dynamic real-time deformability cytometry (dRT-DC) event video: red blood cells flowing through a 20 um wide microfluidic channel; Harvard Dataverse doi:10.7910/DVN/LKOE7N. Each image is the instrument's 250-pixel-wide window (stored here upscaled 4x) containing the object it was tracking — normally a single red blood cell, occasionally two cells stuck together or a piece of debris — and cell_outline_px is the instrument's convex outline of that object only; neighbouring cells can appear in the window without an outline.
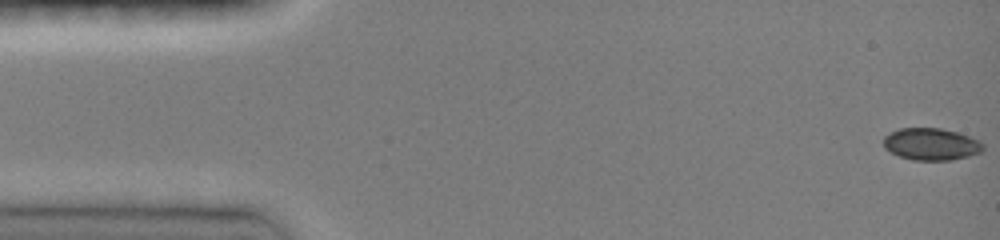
{"species": "common noctule bat (a hibernating species)", "species_latin": "Nyctalus noctula", "temperature_condition": "room temperature", "stored_images_in_passage": 47, "camera_frame_rate_fps": 3000, "um_per_image_px": 0.085, "animal": {"sex": "female", "body_mass_g": 19.0, "forearm_length_mm": 51.5}, "frame": {"image": 1, "passage_image": 1, "time_ms": 0.0, "image_size_px": [1000, 240], "cell_outline_px": [[984, 148], [980, 152], [968, 156], [952, 160], [912, 160], [900, 156], [884, 148], [884, 136], [900, 128], [940, 128], [956, 132], [980, 140], [984, 144]], "centroid_in_image_um": [79.16, 12.25], "position_along_channel_um": 5.8, "area_um2": 18.5}}
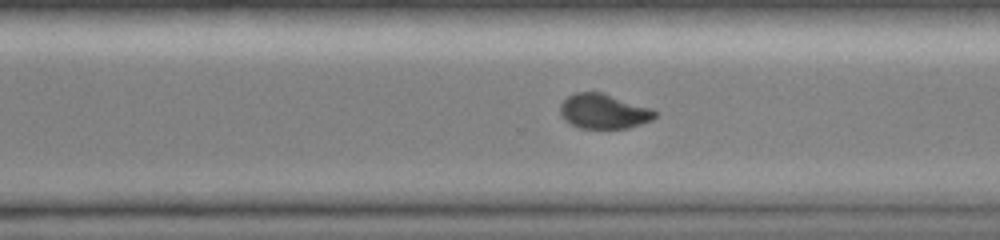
{"frame": {"image": 2, "passage_image": 33, "time_ms": 10.667, "image_size_px": [1000, 240], "cell_outline_px": [[660, 112], [652, 120], [628, 128], [580, 128], [564, 120], [560, 112], [560, 104], [568, 96], [576, 92], [604, 92], [652, 108]], "centroid_in_image_um": [51.35, 9.45], "position_along_channel_um": 319.3, "area_um2": 19.42}}
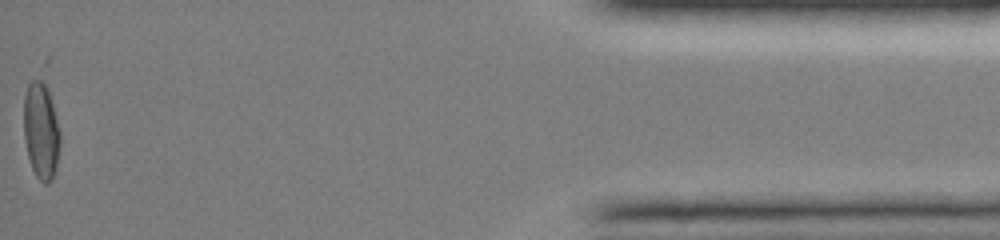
{"frame": {"image": 3, "passage_image": 47, "time_ms": 15.333, "image_size_px": [1000, 240], "cell_outline_px": [[60, 144], [56, 168], [52, 180], [48, 184], [44, 184], [36, 176], [32, 168], [28, 156], [24, 140], [24, 96], [28, 84], [32, 80], [40, 80], [48, 88], [60, 132]], "centroid_in_image_um": [3.49, 11.15], "position_along_channel_um": 431.7, "area_um2": 20.46}, "authors_computed_cell_mechanics": {"area_um2": 20.3456, "velocity_mm_per_s": 4.1246, "shape_relaxation_time_tau1_ms": 7.5496, "shape_relaxation_time_tau2_ms": null, "deformation_change_tau1": 0.1623, "deformation_change_tau2": null}}